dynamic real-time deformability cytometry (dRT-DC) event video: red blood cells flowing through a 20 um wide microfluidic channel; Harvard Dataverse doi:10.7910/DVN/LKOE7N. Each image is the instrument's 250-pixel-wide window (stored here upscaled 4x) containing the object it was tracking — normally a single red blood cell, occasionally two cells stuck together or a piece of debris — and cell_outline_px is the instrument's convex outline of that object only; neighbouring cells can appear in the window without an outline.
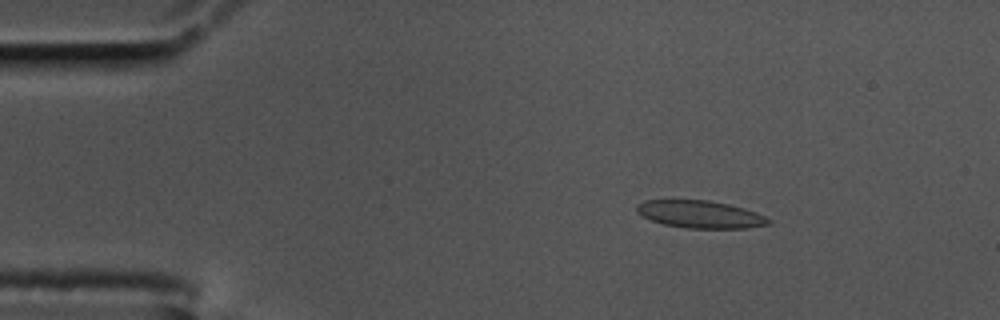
{"species": "common noctule bat (a hibernating species)", "species_latin": "Nyctalus noctula", "temperature_condition": "cold", "stored_images_in_passage": 54, "camera_frame_rate_fps": 3000, "um_per_image_px": 0.085, "animal": {"sex": "male", "body_mass_g": 17.5, "forearm_length_mm": 52.3}, "frame": {"image": 1, "passage_image": 5, "time_ms": 1.333, "image_size_px": [1000, 320], "cell_outline_px": [[772, 220], [768, 224], [748, 228], [688, 228], [664, 224], [652, 220], [636, 212], [636, 204], [644, 200], [708, 200], [728, 204], [744, 208], [756, 212]], "centroid_in_image_um": [59.51, 18.21], "position_along_channel_um": 25.5, "area_um2": 20.98}}
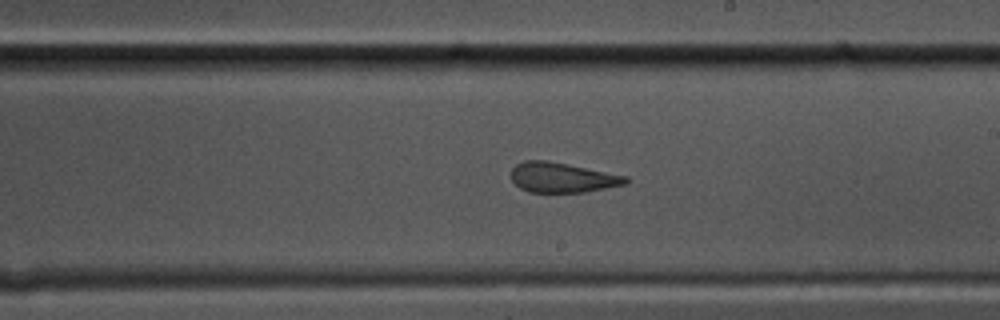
{"frame": {"image": 2, "passage_image": 29, "time_ms": 9.333, "image_size_px": [1000, 320], "cell_outline_px": [[632, 180], [628, 184], [584, 192], [528, 192], [520, 188], [512, 180], [512, 168], [516, 164], [524, 160], [548, 160], [628, 176]], "centroid_in_image_um": [47.83, 15.09], "position_along_channel_um": 241.2, "area_um2": 20.17}}
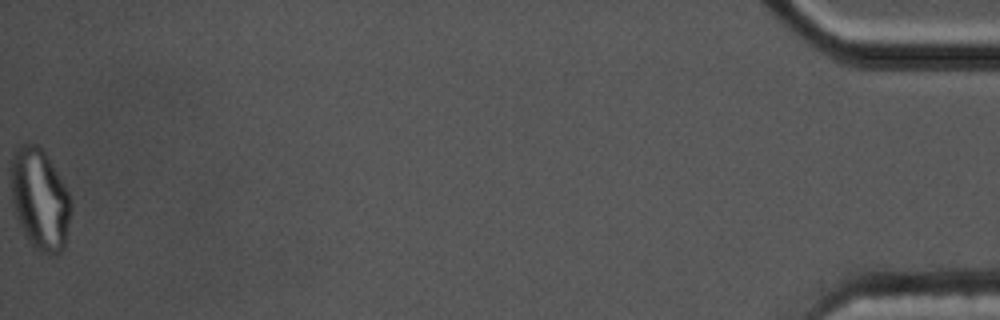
{"frame": {"image": 3, "passage_image": 54, "time_ms": 17.667, "image_size_px": [1000, 320], "cell_outline_px": [[72, 212], [64, 244], [60, 252], [56, 256], [52, 256], [36, 248], [28, 240], [16, 216], [12, 204], [12, 156], [16, 148], [24, 144], [40, 144], [60, 176], [72, 200]], "centroid_in_image_um": [3.42, 16.92], "position_along_channel_um": 431.8, "area_um2": 35.26}, "authors_computed_cell_mechanics": {"area_um2": 21.4438, "velocity_mm_per_s": 3.4928, "shape_relaxation_time_tau1_ms": null, "shape_relaxation_time_tau2_ms": 1.5908, "deformation_change_tau1": null, "deformation_change_tau2": 0.0663}}